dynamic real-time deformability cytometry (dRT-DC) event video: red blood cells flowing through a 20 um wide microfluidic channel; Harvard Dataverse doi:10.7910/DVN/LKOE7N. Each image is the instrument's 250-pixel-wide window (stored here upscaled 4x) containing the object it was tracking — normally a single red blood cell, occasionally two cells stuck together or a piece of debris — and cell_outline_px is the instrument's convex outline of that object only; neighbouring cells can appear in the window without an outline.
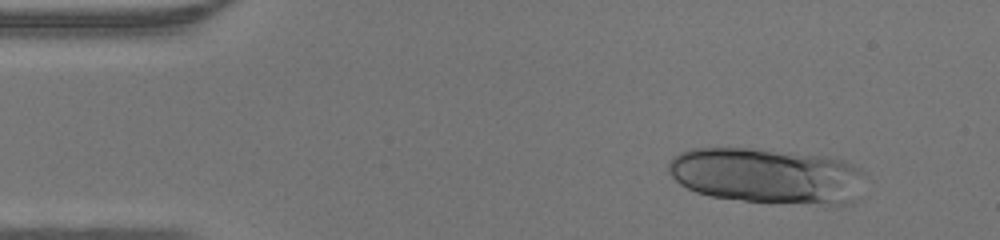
{"species": "human", "species_latin": "Homo sapiens", "temperature_condition": "warm", "stored_images_in_passage": 16, "camera_frame_rate_fps": 3000, "um_per_image_px": 0.085, "donor": {"sex": "male"}, "frame": {"image": 1, "passage_image": 5, "time_ms": 1.333, "image_size_px": [1000, 240], "cell_outline_px": [[860, 172], [852, 200], [844, 204], [832, 204], [744, 200], [712, 196], [696, 192], [680, 184], [668, 172], [668, 160], [680, 152], [688, 148], [752, 148], [824, 156], [844, 160], [856, 168]], "centroid_in_image_um": [65.03, 14.9], "position_along_channel_um": 20.0, "area_um2": 62.25}}